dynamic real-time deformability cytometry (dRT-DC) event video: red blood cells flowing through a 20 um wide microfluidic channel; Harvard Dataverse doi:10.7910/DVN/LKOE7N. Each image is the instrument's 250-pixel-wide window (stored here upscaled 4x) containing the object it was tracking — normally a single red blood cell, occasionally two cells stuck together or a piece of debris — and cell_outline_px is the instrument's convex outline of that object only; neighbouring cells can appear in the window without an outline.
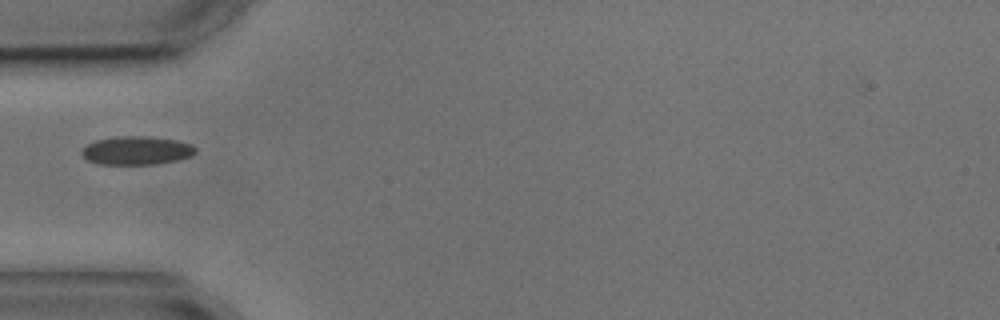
{"species": "common noctule bat (a hibernating species)", "species_latin": "Nyctalus noctula", "temperature_condition": "cold", "stored_images_in_passage": 1, "camera_frame_rate_fps": 3000, "um_per_image_px": 0.085, "animal": {"sex": "male", "body_mass_g": 17.9, "forearm_length_mm": 54.2}, "frame": {"image": 1, "passage_image": 1, "time_ms": 0.0, "image_size_px": [1000, 320], "cell_outline_px": [[196, 152], [192, 156], [176, 160], [156, 164], [100, 164], [88, 160], [80, 152], [88, 144], [96, 140], [116, 136], [148, 136], [176, 140], [192, 144], [196, 148]], "centroid_in_image_um": [11.64, 12.78], "position_along_channel_um": 73.4, "area_um2": 18.84}}